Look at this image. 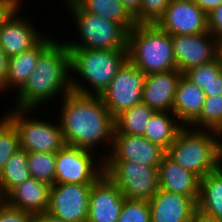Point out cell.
<instances>
[{
  "instance_id": "38",
  "label": "cell",
  "mask_w": 222,
  "mask_h": 222,
  "mask_svg": "<svg viewBox=\"0 0 222 222\" xmlns=\"http://www.w3.org/2000/svg\"><path fill=\"white\" fill-rule=\"evenodd\" d=\"M9 58L0 47V92L4 91L8 71Z\"/></svg>"
},
{
  "instance_id": "19",
  "label": "cell",
  "mask_w": 222,
  "mask_h": 222,
  "mask_svg": "<svg viewBox=\"0 0 222 222\" xmlns=\"http://www.w3.org/2000/svg\"><path fill=\"white\" fill-rule=\"evenodd\" d=\"M51 185L30 177L5 197L10 207L29 212L33 215L47 212L49 209Z\"/></svg>"
},
{
  "instance_id": "2",
  "label": "cell",
  "mask_w": 222,
  "mask_h": 222,
  "mask_svg": "<svg viewBox=\"0 0 222 222\" xmlns=\"http://www.w3.org/2000/svg\"><path fill=\"white\" fill-rule=\"evenodd\" d=\"M72 91L70 51L65 41L57 39L40 55L35 70L25 85L18 91L15 108L39 109L61 94ZM63 93V94H62Z\"/></svg>"
},
{
  "instance_id": "25",
  "label": "cell",
  "mask_w": 222,
  "mask_h": 222,
  "mask_svg": "<svg viewBox=\"0 0 222 222\" xmlns=\"http://www.w3.org/2000/svg\"><path fill=\"white\" fill-rule=\"evenodd\" d=\"M183 127L184 125L172 112L155 111L143 136L167 151Z\"/></svg>"
},
{
  "instance_id": "18",
  "label": "cell",
  "mask_w": 222,
  "mask_h": 222,
  "mask_svg": "<svg viewBox=\"0 0 222 222\" xmlns=\"http://www.w3.org/2000/svg\"><path fill=\"white\" fill-rule=\"evenodd\" d=\"M182 73L178 69L147 74L142 102L155 111L172 112L176 88Z\"/></svg>"
},
{
  "instance_id": "32",
  "label": "cell",
  "mask_w": 222,
  "mask_h": 222,
  "mask_svg": "<svg viewBox=\"0 0 222 222\" xmlns=\"http://www.w3.org/2000/svg\"><path fill=\"white\" fill-rule=\"evenodd\" d=\"M117 222H151L149 201L125 199Z\"/></svg>"
},
{
  "instance_id": "3",
  "label": "cell",
  "mask_w": 222,
  "mask_h": 222,
  "mask_svg": "<svg viewBox=\"0 0 222 222\" xmlns=\"http://www.w3.org/2000/svg\"><path fill=\"white\" fill-rule=\"evenodd\" d=\"M68 49L72 91L82 95L100 96L128 59V49ZM72 74H77L85 83L87 81L92 90Z\"/></svg>"
},
{
  "instance_id": "17",
  "label": "cell",
  "mask_w": 222,
  "mask_h": 222,
  "mask_svg": "<svg viewBox=\"0 0 222 222\" xmlns=\"http://www.w3.org/2000/svg\"><path fill=\"white\" fill-rule=\"evenodd\" d=\"M151 222H191L197 203L189 196L158 191L149 200Z\"/></svg>"
},
{
  "instance_id": "7",
  "label": "cell",
  "mask_w": 222,
  "mask_h": 222,
  "mask_svg": "<svg viewBox=\"0 0 222 222\" xmlns=\"http://www.w3.org/2000/svg\"><path fill=\"white\" fill-rule=\"evenodd\" d=\"M31 109L13 108L4 115L16 128L20 149L28 152L56 153L65 145L59 122L30 118ZM56 124V125H55Z\"/></svg>"
},
{
  "instance_id": "35",
  "label": "cell",
  "mask_w": 222,
  "mask_h": 222,
  "mask_svg": "<svg viewBox=\"0 0 222 222\" xmlns=\"http://www.w3.org/2000/svg\"><path fill=\"white\" fill-rule=\"evenodd\" d=\"M208 30L220 42L222 41V4L207 14Z\"/></svg>"
},
{
  "instance_id": "8",
  "label": "cell",
  "mask_w": 222,
  "mask_h": 222,
  "mask_svg": "<svg viewBox=\"0 0 222 222\" xmlns=\"http://www.w3.org/2000/svg\"><path fill=\"white\" fill-rule=\"evenodd\" d=\"M104 173L126 199L150 200L158 191V171L139 162L104 160Z\"/></svg>"
},
{
  "instance_id": "13",
  "label": "cell",
  "mask_w": 222,
  "mask_h": 222,
  "mask_svg": "<svg viewBox=\"0 0 222 222\" xmlns=\"http://www.w3.org/2000/svg\"><path fill=\"white\" fill-rule=\"evenodd\" d=\"M177 69L184 74L192 67L218 57L219 41L210 33L171 36Z\"/></svg>"
},
{
  "instance_id": "16",
  "label": "cell",
  "mask_w": 222,
  "mask_h": 222,
  "mask_svg": "<svg viewBox=\"0 0 222 222\" xmlns=\"http://www.w3.org/2000/svg\"><path fill=\"white\" fill-rule=\"evenodd\" d=\"M18 9L0 25V47L8 58L31 49L44 37L34 24L18 14Z\"/></svg>"
},
{
  "instance_id": "1",
  "label": "cell",
  "mask_w": 222,
  "mask_h": 222,
  "mask_svg": "<svg viewBox=\"0 0 222 222\" xmlns=\"http://www.w3.org/2000/svg\"><path fill=\"white\" fill-rule=\"evenodd\" d=\"M62 98L58 122L66 145L91 151H96L99 143L108 142L107 145L112 146L114 117L100 96L71 91Z\"/></svg>"
},
{
  "instance_id": "36",
  "label": "cell",
  "mask_w": 222,
  "mask_h": 222,
  "mask_svg": "<svg viewBox=\"0 0 222 222\" xmlns=\"http://www.w3.org/2000/svg\"><path fill=\"white\" fill-rule=\"evenodd\" d=\"M21 4V0H0V25Z\"/></svg>"
},
{
  "instance_id": "27",
  "label": "cell",
  "mask_w": 222,
  "mask_h": 222,
  "mask_svg": "<svg viewBox=\"0 0 222 222\" xmlns=\"http://www.w3.org/2000/svg\"><path fill=\"white\" fill-rule=\"evenodd\" d=\"M27 152L18 149L0 171V191L5 197L13 188L29 179Z\"/></svg>"
},
{
  "instance_id": "34",
  "label": "cell",
  "mask_w": 222,
  "mask_h": 222,
  "mask_svg": "<svg viewBox=\"0 0 222 222\" xmlns=\"http://www.w3.org/2000/svg\"><path fill=\"white\" fill-rule=\"evenodd\" d=\"M33 214L10 207L5 202L0 205V222H33Z\"/></svg>"
},
{
  "instance_id": "40",
  "label": "cell",
  "mask_w": 222,
  "mask_h": 222,
  "mask_svg": "<svg viewBox=\"0 0 222 222\" xmlns=\"http://www.w3.org/2000/svg\"><path fill=\"white\" fill-rule=\"evenodd\" d=\"M128 11L135 16L139 11L142 4V0H119Z\"/></svg>"
},
{
  "instance_id": "23",
  "label": "cell",
  "mask_w": 222,
  "mask_h": 222,
  "mask_svg": "<svg viewBox=\"0 0 222 222\" xmlns=\"http://www.w3.org/2000/svg\"><path fill=\"white\" fill-rule=\"evenodd\" d=\"M197 210L222 221V164L201 178Z\"/></svg>"
},
{
  "instance_id": "24",
  "label": "cell",
  "mask_w": 222,
  "mask_h": 222,
  "mask_svg": "<svg viewBox=\"0 0 222 222\" xmlns=\"http://www.w3.org/2000/svg\"><path fill=\"white\" fill-rule=\"evenodd\" d=\"M67 3H76L83 11L106 20L120 24L127 32L137 23L134 16L119 0H66Z\"/></svg>"
},
{
  "instance_id": "39",
  "label": "cell",
  "mask_w": 222,
  "mask_h": 222,
  "mask_svg": "<svg viewBox=\"0 0 222 222\" xmlns=\"http://www.w3.org/2000/svg\"><path fill=\"white\" fill-rule=\"evenodd\" d=\"M206 14L222 4V0H193Z\"/></svg>"
},
{
  "instance_id": "29",
  "label": "cell",
  "mask_w": 222,
  "mask_h": 222,
  "mask_svg": "<svg viewBox=\"0 0 222 222\" xmlns=\"http://www.w3.org/2000/svg\"><path fill=\"white\" fill-rule=\"evenodd\" d=\"M27 163L31 177L51 186L55 184L56 153L28 152Z\"/></svg>"
},
{
  "instance_id": "26",
  "label": "cell",
  "mask_w": 222,
  "mask_h": 222,
  "mask_svg": "<svg viewBox=\"0 0 222 222\" xmlns=\"http://www.w3.org/2000/svg\"><path fill=\"white\" fill-rule=\"evenodd\" d=\"M155 110L146 103H138L114 118V134L143 136Z\"/></svg>"
},
{
  "instance_id": "37",
  "label": "cell",
  "mask_w": 222,
  "mask_h": 222,
  "mask_svg": "<svg viewBox=\"0 0 222 222\" xmlns=\"http://www.w3.org/2000/svg\"><path fill=\"white\" fill-rule=\"evenodd\" d=\"M203 91L206 97H214L222 95V72Z\"/></svg>"
},
{
  "instance_id": "10",
  "label": "cell",
  "mask_w": 222,
  "mask_h": 222,
  "mask_svg": "<svg viewBox=\"0 0 222 222\" xmlns=\"http://www.w3.org/2000/svg\"><path fill=\"white\" fill-rule=\"evenodd\" d=\"M145 76L129 59L118 69L110 85L100 95L114 118L142 102Z\"/></svg>"
},
{
  "instance_id": "44",
  "label": "cell",
  "mask_w": 222,
  "mask_h": 222,
  "mask_svg": "<svg viewBox=\"0 0 222 222\" xmlns=\"http://www.w3.org/2000/svg\"><path fill=\"white\" fill-rule=\"evenodd\" d=\"M4 202V197L2 196L1 194V191H0V205Z\"/></svg>"
},
{
  "instance_id": "42",
  "label": "cell",
  "mask_w": 222,
  "mask_h": 222,
  "mask_svg": "<svg viewBox=\"0 0 222 222\" xmlns=\"http://www.w3.org/2000/svg\"><path fill=\"white\" fill-rule=\"evenodd\" d=\"M191 222H222V221H219L216 218L207 216L201 213L199 210H196L193 214Z\"/></svg>"
},
{
  "instance_id": "28",
  "label": "cell",
  "mask_w": 222,
  "mask_h": 222,
  "mask_svg": "<svg viewBox=\"0 0 222 222\" xmlns=\"http://www.w3.org/2000/svg\"><path fill=\"white\" fill-rule=\"evenodd\" d=\"M189 127L212 130L222 134V95L206 97L200 115Z\"/></svg>"
},
{
  "instance_id": "5",
  "label": "cell",
  "mask_w": 222,
  "mask_h": 222,
  "mask_svg": "<svg viewBox=\"0 0 222 222\" xmlns=\"http://www.w3.org/2000/svg\"><path fill=\"white\" fill-rule=\"evenodd\" d=\"M127 49L128 59L146 75L177 69L171 35L156 23L132 28Z\"/></svg>"
},
{
  "instance_id": "31",
  "label": "cell",
  "mask_w": 222,
  "mask_h": 222,
  "mask_svg": "<svg viewBox=\"0 0 222 222\" xmlns=\"http://www.w3.org/2000/svg\"><path fill=\"white\" fill-rule=\"evenodd\" d=\"M221 72V63L217 57L211 62L190 68L184 75L200 89L204 90Z\"/></svg>"
},
{
  "instance_id": "21",
  "label": "cell",
  "mask_w": 222,
  "mask_h": 222,
  "mask_svg": "<svg viewBox=\"0 0 222 222\" xmlns=\"http://www.w3.org/2000/svg\"><path fill=\"white\" fill-rule=\"evenodd\" d=\"M50 36H44L34 47L9 58L8 71L4 90L17 89L25 85L30 75L35 70L40 55L54 42Z\"/></svg>"
},
{
  "instance_id": "41",
  "label": "cell",
  "mask_w": 222,
  "mask_h": 222,
  "mask_svg": "<svg viewBox=\"0 0 222 222\" xmlns=\"http://www.w3.org/2000/svg\"><path fill=\"white\" fill-rule=\"evenodd\" d=\"M33 222H66V221L61 220L60 218H57L48 212H44V213L35 214L33 216Z\"/></svg>"
},
{
  "instance_id": "9",
  "label": "cell",
  "mask_w": 222,
  "mask_h": 222,
  "mask_svg": "<svg viewBox=\"0 0 222 222\" xmlns=\"http://www.w3.org/2000/svg\"><path fill=\"white\" fill-rule=\"evenodd\" d=\"M94 156L91 150L65 144L56 152L55 184L95 183L104 174V160L100 156L96 163Z\"/></svg>"
},
{
  "instance_id": "15",
  "label": "cell",
  "mask_w": 222,
  "mask_h": 222,
  "mask_svg": "<svg viewBox=\"0 0 222 222\" xmlns=\"http://www.w3.org/2000/svg\"><path fill=\"white\" fill-rule=\"evenodd\" d=\"M125 199L117 185L104 173L91 186L87 222H117Z\"/></svg>"
},
{
  "instance_id": "4",
  "label": "cell",
  "mask_w": 222,
  "mask_h": 222,
  "mask_svg": "<svg viewBox=\"0 0 222 222\" xmlns=\"http://www.w3.org/2000/svg\"><path fill=\"white\" fill-rule=\"evenodd\" d=\"M221 137L222 134L212 130L184 126L166 154L184 169L202 178L222 164Z\"/></svg>"
},
{
  "instance_id": "14",
  "label": "cell",
  "mask_w": 222,
  "mask_h": 222,
  "mask_svg": "<svg viewBox=\"0 0 222 222\" xmlns=\"http://www.w3.org/2000/svg\"><path fill=\"white\" fill-rule=\"evenodd\" d=\"M110 153L103 160H127L139 162L158 170L166 151L144 136L114 134Z\"/></svg>"
},
{
  "instance_id": "6",
  "label": "cell",
  "mask_w": 222,
  "mask_h": 222,
  "mask_svg": "<svg viewBox=\"0 0 222 222\" xmlns=\"http://www.w3.org/2000/svg\"><path fill=\"white\" fill-rule=\"evenodd\" d=\"M66 4L80 34V42L65 41L68 48L127 49L128 32L120 24L87 13L76 3Z\"/></svg>"
},
{
  "instance_id": "20",
  "label": "cell",
  "mask_w": 222,
  "mask_h": 222,
  "mask_svg": "<svg viewBox=\"0 0 222 222\" xmlns=\"http://www.w3.org/2000/svg\"><path fill=\"white\" fill-rule=\"evenodd\" d=\"M157 171L160 189L189 196L197 203L201 182L198 175L184 169L167 154L162 158Z\"/></svg>"
},
{
  "instance_id": "30",
  "label": "cell",
  "mask_w": 222,
  "mask_h": 222,
  "mask_svg": "<svg viewBox=\"0 0 222 222\" xmlns=\"http://www.w3.org/2000/svg\"><path fill=\"white\" fill-rule=\"evenodd\" d=\"M2 118H0V171L20 148L15 126L5 116Z\"/></svg>"
},
{
  "instance_id": "22",
  "label": "cell",
  "mask_w": 222,
  "mask_h": 222,
  "mask_svg": "<svg viewBox=\"0 0 222 222\" xmlns=\"http://www.w3.org/2000/svg\"><path fill=\"white\" fill-rule=\"evenodd\" d=\"M205 93L184 74L178 81L172 113L184 125L189 126L201 113Z\"/></svg>"
},
{
  "instance_id": "43",
  "label": "cell",
  "mask_w": 222,
  "mask_h": 222,
  "mask_svg": "<svg viewBox=\"0 0 222 222\" xmlns=\"http://www.w3.org/2000/svg\"><path fill=\"white\" fill-rule=\"evenodd\" d=\"M218 59L221 63V67H222V41H220L219 47H218Z\"/></svg>"
},
{
  "instance_id": "11",
  "label": "cell",
  "mask_w": 222,
  "mask_h": 222,
  "mask_svg": "<svg viewBox=\"0 0 222 222\" xmlns=\"http://www.w3.org/2000/svg\"><path fill=\"white\" fill-rule=\"evenodd\" d=\"M91 186L76 183L52 185L47 212L66 222H87Z\"/></svg>"
},
{
  "instance_id": "12",
  "label": "cell",
  "mask_w": 222,
  "mask_h": 222,
  "mask_svg": "<svg viewBox=\"0 0 222 222\" xmlns=\"http://www.w3.org/2000/svg\"><path fill=\"white\" fill-rule=\"evenodd\" d=\"M207 14L193 0H172L157 25L171 36L209 32Z\"/></svg>"
},
{
  "instance_id": "33",
  "label": "cell",
  "mask_w": 222,
  "mask_h": 222,
  "mask_svg": "<svg viewBox=\"0 0 222 222\" xmlns=\"http://www.w3.org/2000/svg\"><path fill=\"white\" fill-rule=\"evenodd\" d=\"M172 0H142L140 11L134 16L137 24H154L164 15Z\"/></svg>"
}]
</instances>
